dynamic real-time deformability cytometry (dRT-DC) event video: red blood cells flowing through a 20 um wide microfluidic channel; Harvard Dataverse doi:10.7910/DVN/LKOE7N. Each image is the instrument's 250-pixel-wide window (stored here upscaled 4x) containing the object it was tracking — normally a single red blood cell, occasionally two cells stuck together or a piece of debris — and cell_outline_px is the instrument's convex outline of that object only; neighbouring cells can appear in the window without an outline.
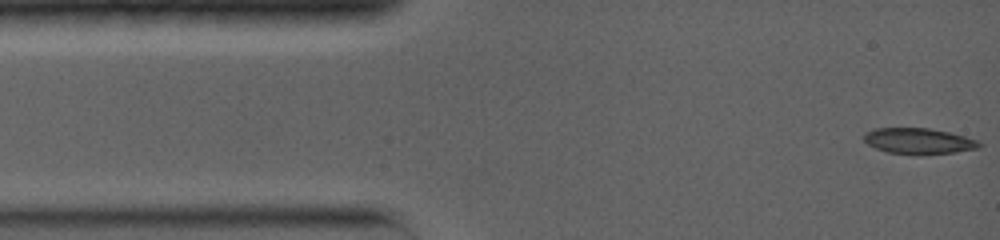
{"species": "common noctule bat (a hibernating species)", "species_latin": "Nyctalus noctula", "temperature_condition": "warm", "stored_images_in_passage": 65, "camera_frame_rate_fps": 5000, "um_per_image_px": 0.085, "animal": {"sex": "female", "body_mass_g": 19.0, "forearm_length_mm": 56.7}, "frame": {"image": 1, "passage_image": 1, "time_ms": 0.0, "image_size_px": [1000, 240], "cell_outline_px": [[980, 148], [956, 152], [920, 156], [888, 152], [876, 148], [868, 144], [864, 140], [864, 132], [876, 128], [928, 128], [948, 132], [964, 136], [976, 140], [980, 144]], "centroid_in_image_um": [78.07, 12.0], "position_along_channel_um": 6.9, "area_um2": 17.51}}
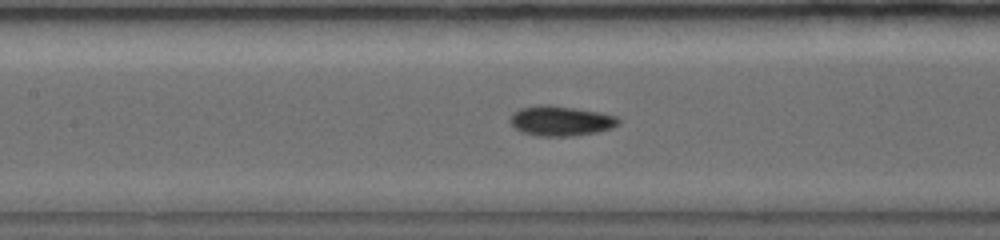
{"frame": {"image": 2, "passage_image": 28, "time_ms": 5.6, "image_size_px": [1000, 240], "cell_outline_px": [[620, 124], [612, 128], [596, 132], [572, 136], [536, 136], [520, 132], [508, 120], [512, 112], [520, 108], [540, 104], [548, 104], [600, 112], [616, 116], [620, 120]], "centroid_in_image_um": [47.64, 10.27], "position_along_channel_um": 159.8, "area_um2": 19.13}}
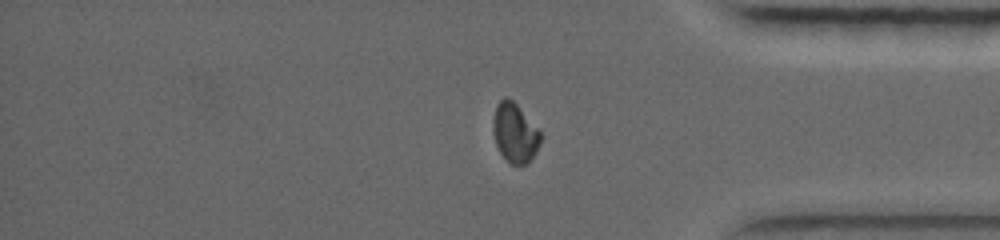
{"frame": {"image": 3, "passage_image": 57, "time_ms": 11.6, "image_size_px": [1000, 240], "cell_outline_px": [[540, 144], [536, 152], [528, 164], [512, 164], [500, 152], [496, 144], [492, 132], [492, 120], [496, 104], [504, 96], [508, 96], [540, 128]], "centroid_in_image_um": [43.76, 11.25], "position_along_channel_um": 391.4, "area_um2": 16.65}}